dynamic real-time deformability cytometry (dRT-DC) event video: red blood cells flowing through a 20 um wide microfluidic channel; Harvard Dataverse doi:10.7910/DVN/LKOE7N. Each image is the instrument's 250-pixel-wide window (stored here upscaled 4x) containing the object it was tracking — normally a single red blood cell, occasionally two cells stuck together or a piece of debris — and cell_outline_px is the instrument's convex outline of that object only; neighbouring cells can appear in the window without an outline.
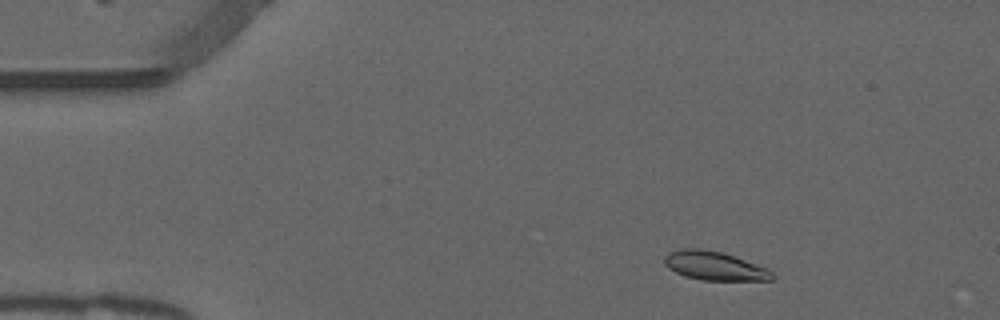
{"species": "common noctule bat (a hibernating species)", "species_latin": "Nyctalus noctula", "temperature_condition": "warm", "stored_images_in_passage": 51, "camera_frame_rate_fps": 3000, "um_per_image_px": 0.085, "animal": {"sex": "male", "forearm_length_mm": 52.5}, "frame": {"image": 1, "passage_image": 6, "time_ms": 1.667, "image_size_px": [1000, 320], "cell_outline_px": [[776, 276], [772, 280], [704, 280], [684, 276], [668, 268], [664, 264], [664, 256], [672, 252], [684, 248], [696, 248], [720, 252], [768, 268]], "centroid_in_image_um": [60.74, 22.61], "position_along_channel_um": 24.3, "area_um2": 17.8}}
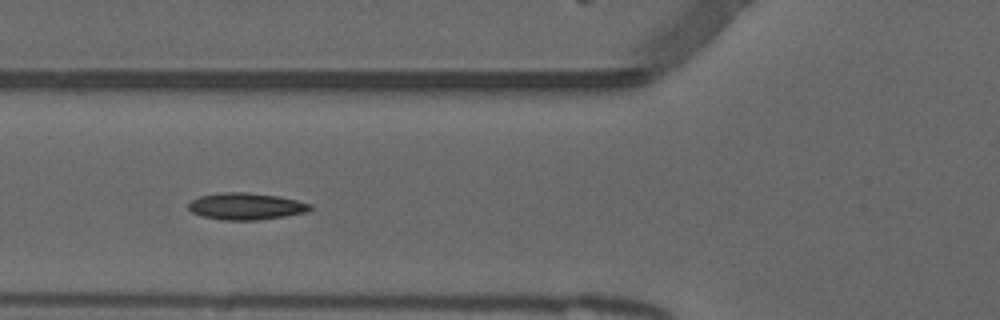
{"frame": {"image": 2, "passage_image": 18, "time_ms": 5.667, "image_size_px": [1000, 320], "cell_outline_px": [[312, 208], [308, 212], [284, 216], [256, 220], [224, 220], [204, 216], [192, 212], [188, 208], [188, 204], [192, 200], [200, 196], [220, 192], [248, 192], [276, 196], [296, 200], [312, 204]], "centroid_in_image_um": [20.92, 17.53], "position_along_channel_um": 104.9, "area_um2": 18.9}}
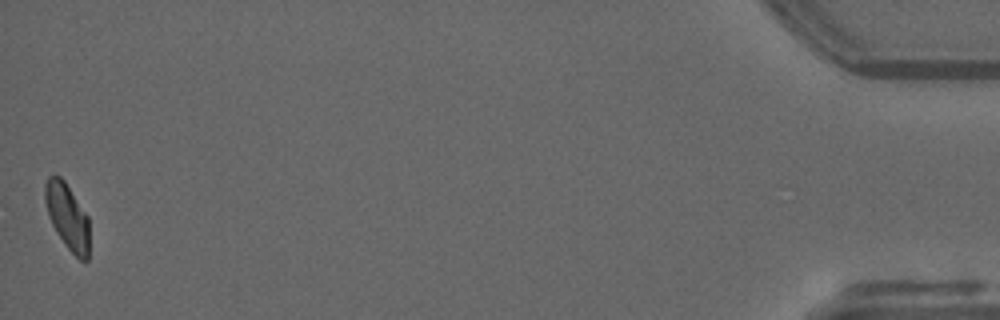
{"frame": {"image": 3, "passage_image": 51, "time_ms": 16.667, "image_size_px": [1000, 320], "cell_outline_px": [[88, 260], [80, 260], [64, 244], [56, 232], [48, 216], [44, 200], [44, 184], [48, 176], [60, 176], [64, 180], [88, 216]], "centroid_in_image_um": [5.69, 18.38], "position_along_channel_um": 429.5, "area_um2": 16.94}, "authors_computed_cell_mechanics": {"area_um2": 17.918, "velocity_mm_per_s": 3.8522, "shape_relaxation_time_tau1_ms": 10.3345, "shape_relaxation_time_tau2_ms": 2.6453, "deformation_change_tau1": 0.2681, "deformation_change_tau2": 0.0803}}